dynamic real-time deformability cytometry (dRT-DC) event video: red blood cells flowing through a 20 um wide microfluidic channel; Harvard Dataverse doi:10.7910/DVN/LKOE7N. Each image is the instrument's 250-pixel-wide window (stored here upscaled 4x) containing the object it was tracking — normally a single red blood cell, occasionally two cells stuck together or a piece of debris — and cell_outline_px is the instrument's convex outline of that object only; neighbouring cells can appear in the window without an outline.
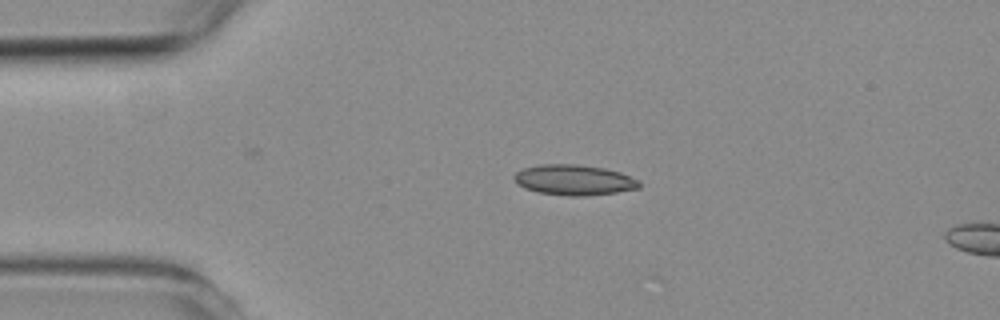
{"species": "common noctule bat (a hibernating species)", "species_latin": "Nyctalus noctula", "temperature_condition": "room temperature", "stored_images_in_passage": 4, "camera_frame_rate_fps": 3000, "um_per_image_px": 0.085, "animal": {"sex": "female", "body_mass_g": 19.3, "forearm_length_mm": 54.1}, "frame": {"image": 1, "passage_image": 2, "time_ms": 1.333, "image_size_px": [1000, 320], "cell_outline_px": [[640, 188], [616, 192], [580, 196], [568, 196], [540, 192], [524, 188], [512, 176], [516, 172], [524, 168], [540, 164], [576, 164], [604, 168], [620, 172], [640, 180]], "centroid_in_image_um": [48.82, 15.29], "position_along_channel_um": 36.2, "area_um2": 22.02}}